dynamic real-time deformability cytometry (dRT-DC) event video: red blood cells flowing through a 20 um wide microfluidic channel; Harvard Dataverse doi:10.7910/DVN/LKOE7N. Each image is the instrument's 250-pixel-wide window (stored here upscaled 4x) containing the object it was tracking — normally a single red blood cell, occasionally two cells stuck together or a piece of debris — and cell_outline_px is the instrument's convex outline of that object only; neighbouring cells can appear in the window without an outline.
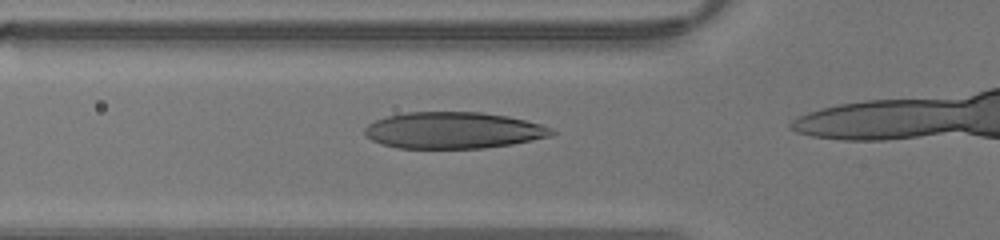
{"species": "human", "species_latin": "Homo sapiens", "temperature_condition": "warm", "stored_images_in_passage": 13, "camera_frame_rate_fps": 3000, "um_per_image_px": 0.085, "donor": {"sex": "male"}, "frame": {"image": 1, "passage_image": 9, "time_ms": 2.667, "image_size_px": [1000, 240], "cell_outline_px": [[556, 132], [552, 136], [512, 144], [484, 148], [396, 148], [380, 144], [372, 140], [364, 132], [364, 128], [368, 124], [376, 120], [388, 116], [408, 112], [480, 112], [508, 116], [540, 124], [552, 128]], "centroid_in_image_um": [38.54, 11.08], "position_along_channel_um": 87.3, "area_um2": 39.77}}
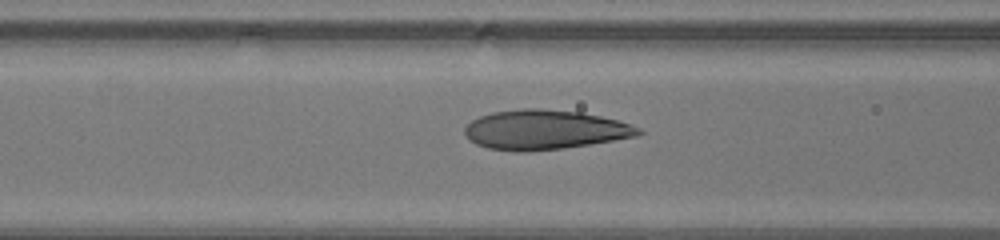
{"frame": {"image": 2, "passage_image": 11, "time_ms": 3.333, "image_size_px": [1000, 240], "cell_outline_px": [[644, 132], [636, 136], [564, 148], [524, 152], [516, 152], [488, 148], [476, 144], [468, 140], [464, 132], [464, 128], [472, 120], [480, 116], [492, 112], [520, 108], [540, 108], [580, 112], [600, 116], [616, 120], [640, 128]], "centroid_in_image_um": [46.24, 11.03], "position_along_channel_um": 120.4, "area_um2": 40.0}}